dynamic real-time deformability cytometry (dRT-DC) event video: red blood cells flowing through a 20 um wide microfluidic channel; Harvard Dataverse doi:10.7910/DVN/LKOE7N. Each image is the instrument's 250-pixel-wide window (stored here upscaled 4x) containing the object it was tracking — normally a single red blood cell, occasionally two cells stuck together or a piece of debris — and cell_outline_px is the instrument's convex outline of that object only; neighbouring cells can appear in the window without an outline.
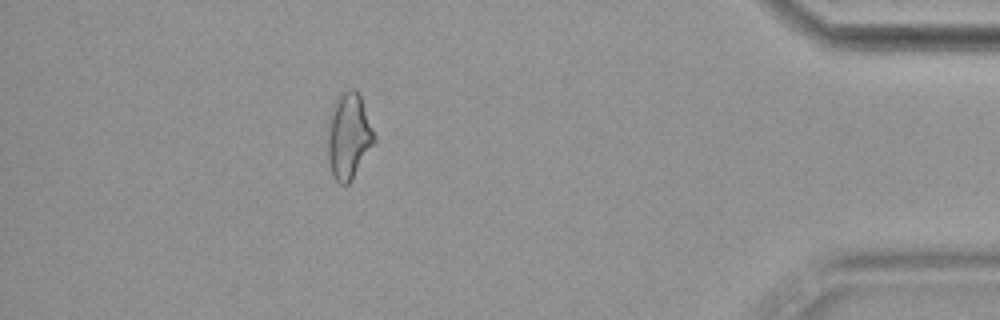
{"species": "common noctule bat (a hibernating species)", "species_latin": "Nyctalus noctula", "temperature_condition": "cold", "stored_images_in_passage": 37, "camera_frame_rate_fps": 3000, "um_per_image_px": 0.085, "animal": {"sex": "female", "body_mass_g": 19.9}, "frame": {"image": 1, "passage_image": 32, "time_ms": 10.333, "image_size_px": [1000, 320], "cell_outline_px": [[376, 140], [352, 180], [348, 184], [340, 184], [336, 180], [332, 172], [328, 160], [328, 116], [336, 100], [348, 88], [356, 88], [360, 96], [376, 136]], "centroid_in_image_um": [29.64, 11.56], "position_along_channel_um": 405.6, "area_um2": 23.24}}